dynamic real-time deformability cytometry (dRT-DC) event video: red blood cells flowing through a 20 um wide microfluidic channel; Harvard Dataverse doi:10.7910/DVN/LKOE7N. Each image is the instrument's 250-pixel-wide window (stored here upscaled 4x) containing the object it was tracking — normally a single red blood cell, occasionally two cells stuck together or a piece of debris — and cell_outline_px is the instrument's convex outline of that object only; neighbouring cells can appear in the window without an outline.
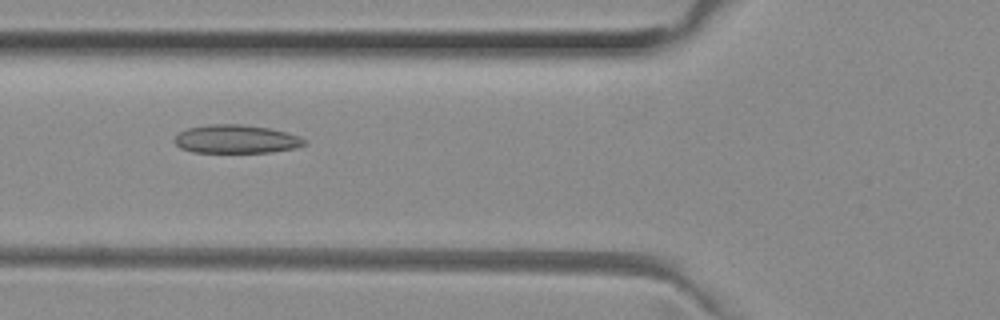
{"species": "common noctule bat (a hibernating species)", "species_latin": "Nyctalus noctula", "temperature_condition": "room temperature", "stored_images_in_passage": 33, "camera_frame_rate_fps": 3000, "um_per_image_px": 0.085, "animal": {"sex": "female", "body_mass_g": 29.2, "forearm_length_mm": 56.3}, "frame": {"image": 1, "passage_image": 3, "time_ms": 0.667, "image_size_px": [1000, 320], "cell_outline_px": [[308, 144], [296, 148], [272, 152], [192, 152], [180, 148], [176, 144], [176, 136], [180, 132], [188, 128], [208, 124], [240, 124], [268, 128], [300, 136]], "centroid_in_image_um": [20.09, 11.83], "position_along_channel_um": 105.7, "area_um2": 21.39}}
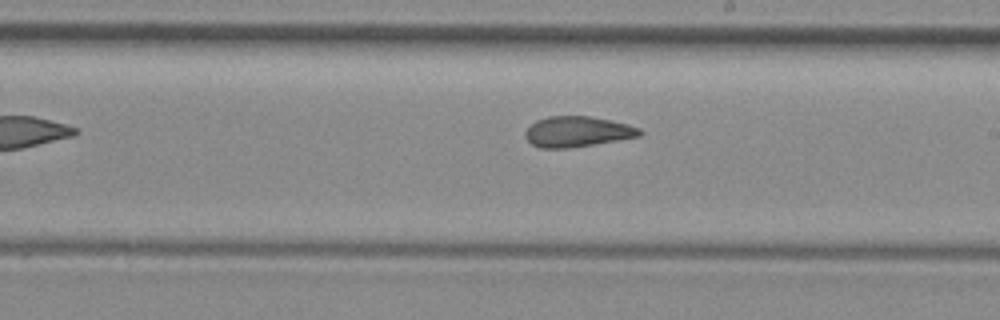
{"frame": {"image": 2, "passage_image": 13, "time_ms": 4.0, "image_size_px": [1000, 320], "cell_outline_px": [[644, 132], [640, 136], [568, 148], [540, 148], [532, 144], [524, 136], [524, 132], [536, 120], [548, 116], [592, 116], [628, 124], [640, 128]], "centroid_in_image_um": [49.07, 11.18], "position_along_channel_um": 239.9, "area_um2": 20.29}}
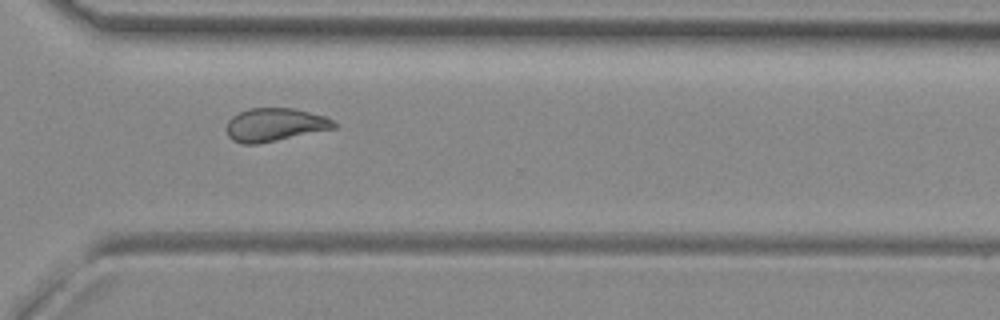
{"frame": {"image": 3, "passage_image": 21, "time_ms": 6.667, "image_size_px": [1000, 320], "cell_outline_px": [[336, 128], [256, 144], [240, 144], [232, 140], [228, 136], [228, 120], [232, 116], [248, 108], [296, 108], [324, 116], [332, 120], [336, 124]], "centroid_in_image_um": [23.35, 10.59], "position_along_channel_um": 347.2, "area_um2": 20.63}}